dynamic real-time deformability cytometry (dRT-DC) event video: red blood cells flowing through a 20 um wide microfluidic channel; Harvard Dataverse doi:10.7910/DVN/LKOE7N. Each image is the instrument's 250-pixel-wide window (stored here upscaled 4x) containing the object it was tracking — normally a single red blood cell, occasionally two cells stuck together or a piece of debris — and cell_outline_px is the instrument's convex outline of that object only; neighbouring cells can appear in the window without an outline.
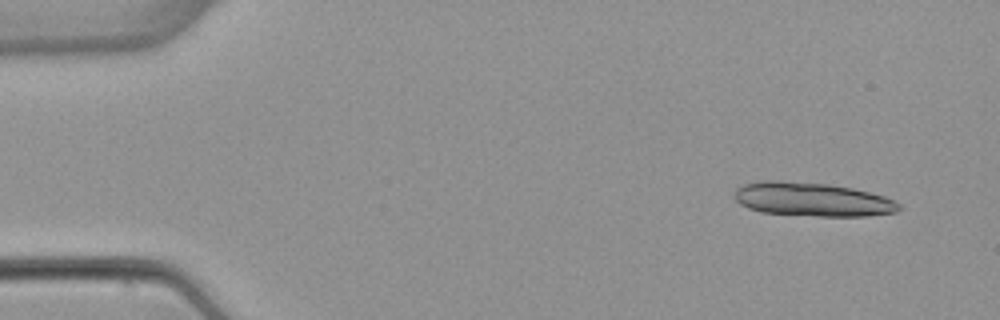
{"species": "common noctule bat (a hibernating species)", "species_latin": "Nyctalus noctula", "temperature_condition": "warm", "stored_images_in_passage": 5, "camera_frame_rate_fps": 3000, "um_per_image_px": 0.085, "animal": {"sex": "female", "body_mass_g": 22.7, "forearm_length_mm": 54.2}, "frame": {"image": 1, "passage_image": 1, "time_ms": 0.0, "image_size_px": [1000, 320], "cell_outline_px": [[900, 208], [896, 212], [868, 216], [816, 216], [760, 212], [748, 208], [740, 204], [736, 200], [736, 188], [744, 184], [756, 180], [776, 180], [828, 184], [852, 188], [884, 196], [900, 204]], "centroid_in_image_um": [69.01, 16.95], "position_along_channel_um": 16.0, "area_um2": 32.37}}
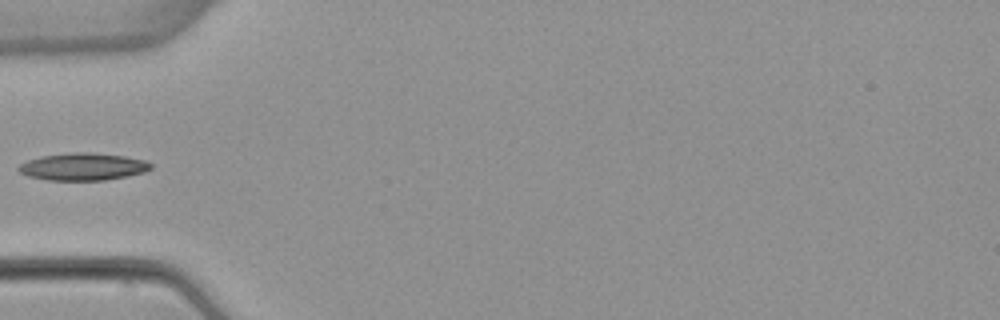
{"frame": {"image": 2, "passage_image": 5, "time_ms": 4.667, "image_size_px": [1000, 320], "cell_outline_px": [[152, 168], [144, 172], [128, 176], [104, 180], [48, 180], [28, 176], [20, 172], [16, 168], [20, 164], [28, 160], [40, 156], [76, 152], [92, 152], [124, 156], [144, 160], [152, 164]], "centroid_in_image_um": [7.05, 14.16], "position_along_channel_um": 78.0, "area_um2": 21.04}}